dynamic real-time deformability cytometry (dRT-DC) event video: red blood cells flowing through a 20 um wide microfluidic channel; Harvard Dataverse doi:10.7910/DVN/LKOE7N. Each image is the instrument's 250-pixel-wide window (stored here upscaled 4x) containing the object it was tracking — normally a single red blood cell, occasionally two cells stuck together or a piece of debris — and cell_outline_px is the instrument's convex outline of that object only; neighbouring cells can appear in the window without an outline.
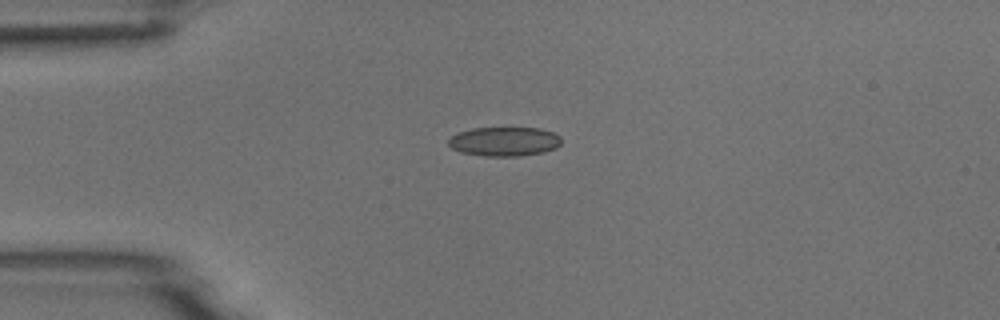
{"species": "common noctule bat (a hibernating species)", "species_latin": "Nyctalus noctula", "temperature_condition": "room temperature", "stored_images_in_passage": 5, "camera_frame_rate_fps": 3000, "um_per_image_px": 0.085, "animal": {"sex": "male", "body_mass_g": 18.8}, "frame": {"image": 1, "passage_image": 5, "time_ms": 5.333, "image_size_px": [1000, 320], "cell_outline_px": [[560, 144], [556, 148], [544, 152], [520, 156], [484, 156], [460, 152], [452, 148], [448, 144], [448, 140], [452, 136], [460, 132], [472, 128], [540, 128], [552, 132], [560, 136]], "centroid_in_image_um": [42.87, 12.03], "position_along_channel_um": 42.1, "area_um2": 19.19}}